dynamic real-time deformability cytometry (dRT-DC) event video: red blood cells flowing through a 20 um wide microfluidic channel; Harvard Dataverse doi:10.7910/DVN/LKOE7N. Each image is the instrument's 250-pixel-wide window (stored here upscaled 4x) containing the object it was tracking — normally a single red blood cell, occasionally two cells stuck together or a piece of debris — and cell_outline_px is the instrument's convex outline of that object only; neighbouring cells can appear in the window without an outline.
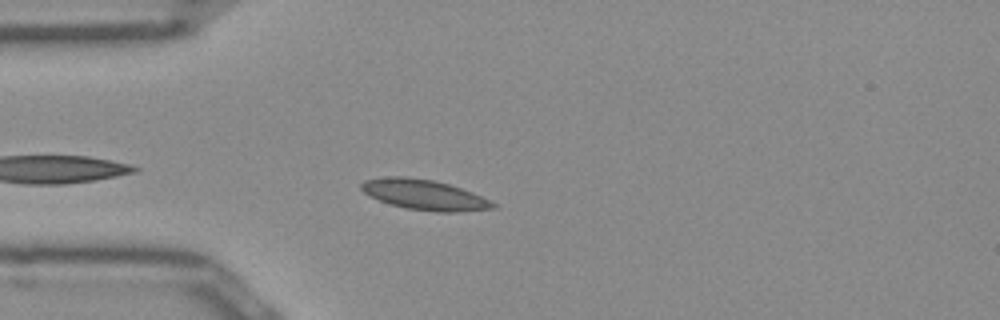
{"species": "Egyptian fruit bat (a non-hibernating species)", "species_latin": "Rousettus aegyptiacus", "temperature_condition": "room temperature", "stored_images_in_passage": 41, "camera_frame_rate_fps": 3000, "um_per_image_px": 0.085, "frame": {"image": 1, "passage_image": 3, "time_ms": 0.667, "image_size_px": [1000, 320], "cell_outline_px": [[496, 208], [456, 212], [436, 212], [404, 208], [388, 204], [364, 192], [360, 188], [360, 184], [364, 180], [388, 176], [408, 176], [432, 180], [448, 184], [472, 192], [496, 204]], "centroid_in_image_um": [36.03, 16.55], "position_along_channel_um": 49.0, "area_um2": 23.12}}
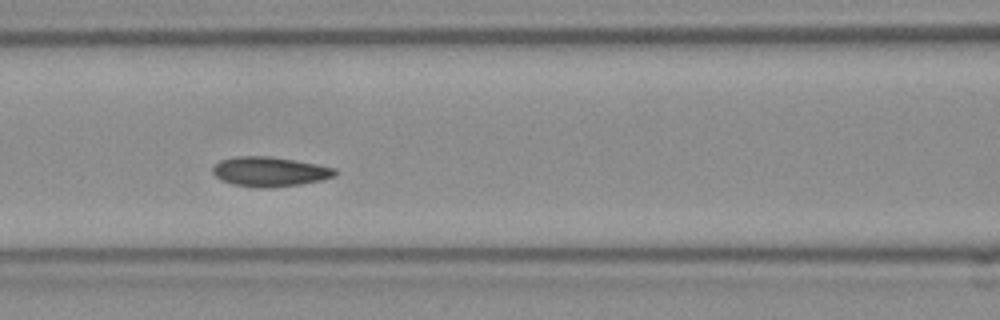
{"frame": {"image": 2, "passage_image": 11, "time_ms": 3.333, "image_size_px": [1000, 320], "cell_outline_px": [[340, 172], [336, 176], [320, 180], [300, 184], [272, 188], [256, 188], [232, 184], [220, 180], [212, 172], [212, 164], [220, 160], [236, 156], [268, 156], [316, 164], [336, 168]], "centroid_in_image_um": [22.9, 14.6], "position_along_channel_um": 143.7, "area_um2": 21.39}}
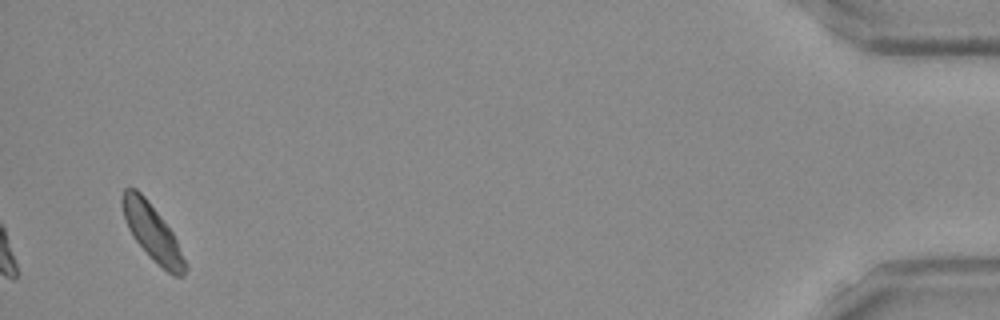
{"frame": {"image": 3, "passage_image": 39, "time_ms": 12.667, "image_size_px": [1000, 320], "cell_outline_px": [[188, 268], [180, 276], [176, 276], [168, 272], [132, 236], [124, 220], [120, 204], [120, 196], [124, 188], [136, 188], [144, 196], [160, 216], [172, 232], [188, 264]], "centroid_in_image_um": [12.91, 19.68], "position_along_channel_um": 422.3, "area_um2": 20.06}, "authors_computed_cell_mechanics": {"area_um2": 20.4034, "velocity_mm_per_s": 3.9119, "shape_relaxation_time_tau1_ms": 8.5254, "shape_relaxation_time_tau2_ms": null, "deformation_change_tau1": 0.1506, "deformation_change_tau2": null}}